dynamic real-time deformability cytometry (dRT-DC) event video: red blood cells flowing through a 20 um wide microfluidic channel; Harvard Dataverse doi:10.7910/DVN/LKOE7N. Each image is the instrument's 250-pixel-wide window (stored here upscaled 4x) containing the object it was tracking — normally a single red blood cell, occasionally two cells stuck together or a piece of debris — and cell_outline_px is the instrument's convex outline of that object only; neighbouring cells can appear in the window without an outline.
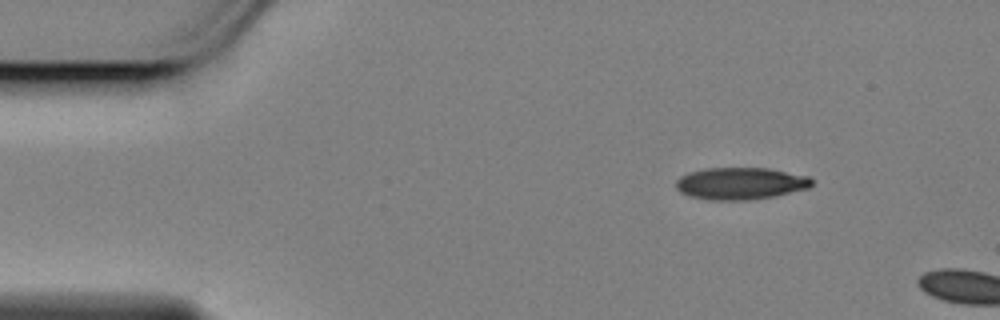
{"species": "Egyptian fruit bat (a non-hibernating species)", "species_latin": "Rousettus aegyptiacus", "temperature_condition": "cold", "stored_images_in_passage": 9, "camera_frame_rate_fps": 3000, "um_per_image_px": 0.085, "animal": {"sex": "female"}, "frame": {"image": 1, "passage_image": 6, "time_ms": 1.667, "image_size_px": [1000, 320], "cell_outline_px": [[812, 184], [808, 188], [772, 196], [748, 200], [712, 200], [688, 196], [680, 192], [676, 188], [676, 180], [680, 176], [688, 172], [708, 168], [768, 168], [808, 176], [812, 180]], "centroid_in_image_um": [62.9, 15.59], "position_along_channel_um": 22.1, "area_um2": 25.26}}